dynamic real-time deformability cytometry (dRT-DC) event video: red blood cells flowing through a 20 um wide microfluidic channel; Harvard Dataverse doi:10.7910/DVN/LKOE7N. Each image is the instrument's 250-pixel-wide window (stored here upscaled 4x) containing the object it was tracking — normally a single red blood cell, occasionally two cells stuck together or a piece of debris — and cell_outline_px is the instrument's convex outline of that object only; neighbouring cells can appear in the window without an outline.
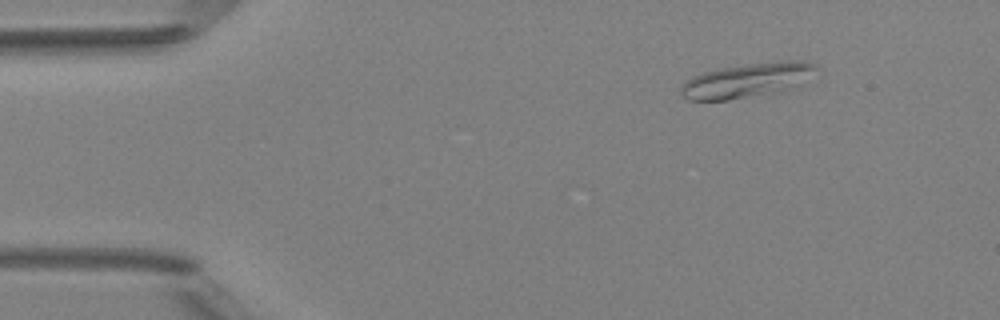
{"species": "Egyptian fruit bat (a non-hibernating species)", "species_latin": "Rousettus aegyptiacus", "temperature_condition": "room temperature", "stored_images_in_passage": 5, "camera_frame_rate_fps": 3000, "um_per_image_px": 0.085, "animal": {"sex": "female"}, "frame": {"image": 1, "passage_image": 1, "time_ms": 0.0, "image_size_px": [1000, 320], "cell_outline_px": [[820, 68], [792, 84], [780, 88], [764, 92], [728, 100], [688, 100], [680, 92], [680, 88], [692, 76], [704, 72], [720, 68], [748, 64], [780, 60], [804, 60], [816, 64]], "centroid_in_image_um": [63.38, 6.78], "position_along_channel_um": 21.6, "area_um2": 25.66}}
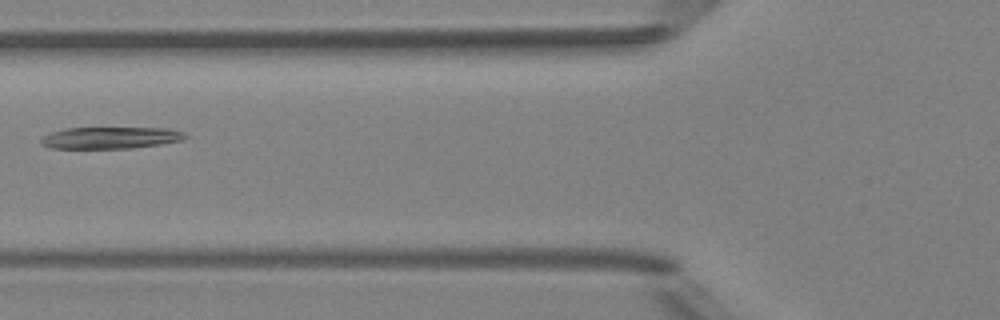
{"frame": {"image": 2, "passage_image": 4, "time_ms": 4.333, "image_size_px": [1000, 320], "cell_outline_px": [[188, 136], [184, 140], [160, 144], [132, 148], [52, 148], [40, 144], [40, 140], [44, 136], [52, 132], [64, 128], [168, 128], [184, 132]], "centroid_in_image_um": [9.42, 11.71], "position_along_channel_um": 116.4, "area_um2": 18.26}}
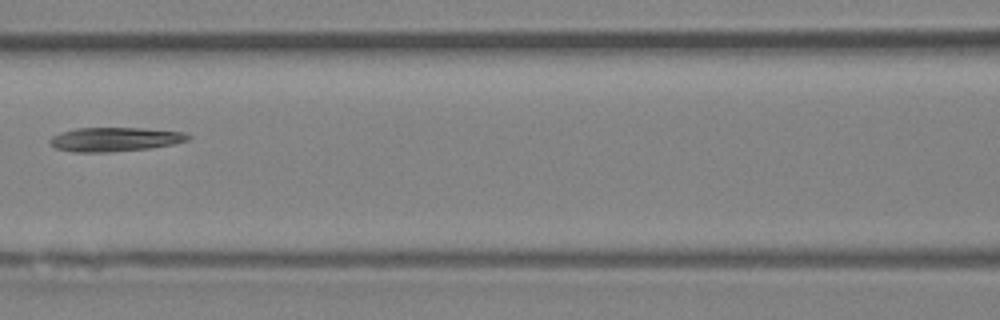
{"frame": {"image": 3, "passage_image": 5, "time_ms": 5.333, "image_size_px": [1000, 320], "cell_outline_px": [[192, 136], [188, 140], [172, 144], [148, 148], [108, 152], [72, 152], [56, 148], [48, 144], [48, 140], [52, 136], [60, 132], [76, 128], [140, 128], [184, 132]], "centroid_in_image_um": [9.71, 11.84], "position_along_channel_um": 156.9, "area_um2": 19.36}}